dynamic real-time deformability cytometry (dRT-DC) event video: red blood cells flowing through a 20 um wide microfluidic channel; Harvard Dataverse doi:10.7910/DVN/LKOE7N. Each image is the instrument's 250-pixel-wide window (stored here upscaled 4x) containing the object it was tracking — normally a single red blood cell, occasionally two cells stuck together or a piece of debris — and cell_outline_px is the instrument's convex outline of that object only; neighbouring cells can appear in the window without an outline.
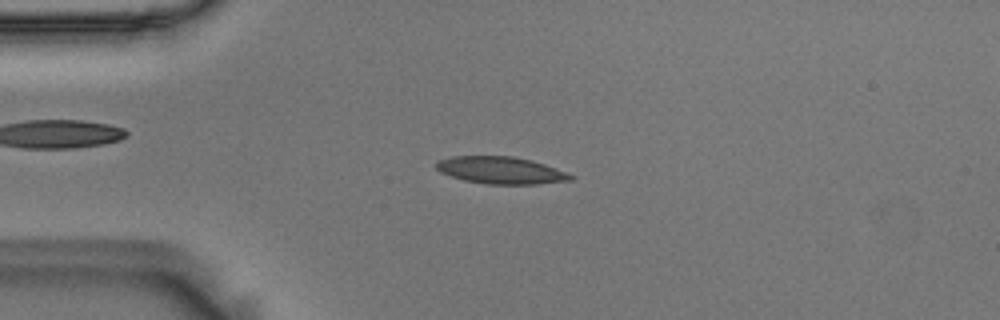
{"species": "Egyptian fruit bat (a non-hibernating species)", "species_latin": "Rousettus aegyptiacus", "temperature_condition": "room temperature", "stored_images_in_passage": 54, "camera_frame_rate_fps": 3000, "um_per_image_px": 0.085, "animal": {"sex": "male"}, "frame": {"image": 1, "passage_image": 12, "time_ms": 3.667, "image_size_px": [1000, 320], "cell_outline_px": [[576, 176], [572, 180], [536, 184], [488, 184], [464, 180], [440, 172], [436, 168], [436, 164], [440, 160], [452, 156], [512, 156], [532, 160], [544, 164]], "centroid_in_image_um": [42.59, 14.47], "position_along_channel_um": 42.4, "area_um2": 21.1}}
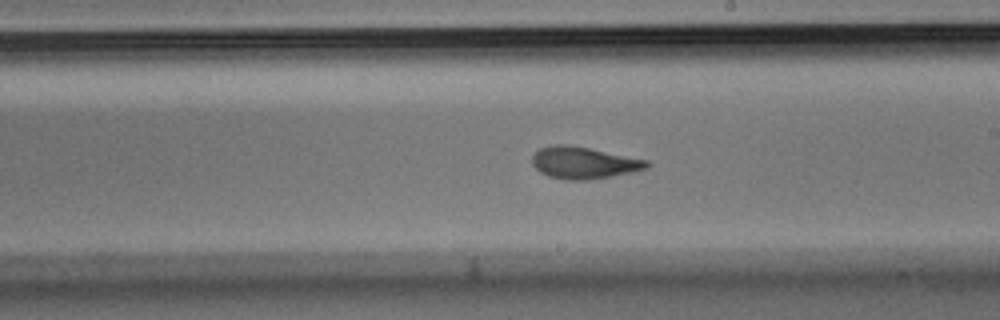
{"frame": {"image": 2, "passage_image": 30, "time_ms": 9.667, "image_size_px": [1000, 320], "cell_outline_px": [[652, 164], [648, 168], [632, 172], [612, 176], [588, 180], [564, 180], [548, 176], [540, 172], [532, 164], [532, 156], [540, 148], [556, 144], [568, 144], [648, 160]], "centroid_in_image_um": [49.62, 13.84], "position_along_channel_um": 239.4, "area_um2": 21.33}}
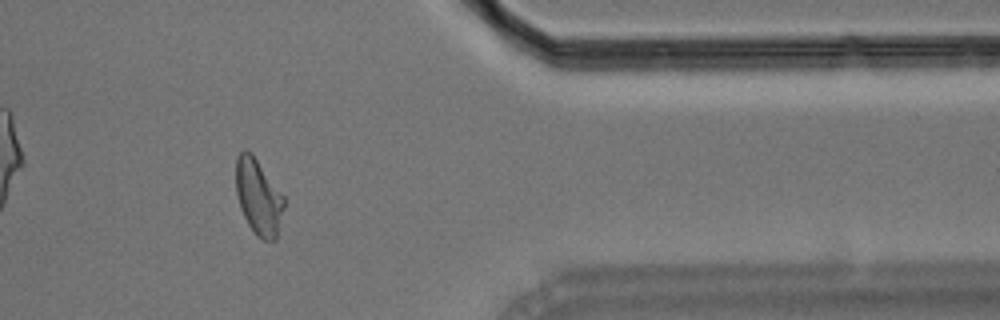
{"frame": {"image": 3, "passage_image": 44, "time_ms": 14.333, "image_size_px": [1000, 320], "cell_outline_px": [[284, 208], [276, 240], [264, 240], [256, 236], [248, 224], [240, 208], [236, 192], [236, 156], [244, 148], [252, 152], [284, 196]], "centroid_in_image_um": [21.96, 16.72], "position_along_channel_um": 389.4, "area_um2": 21.39}, "authors_computed_cell_mechanics": {"area_um2": 21.0392, "velocity_mm_per_s": 3.6335, "shape_relaxation_time_tau1_ms": 6.4994, "shape_relaxation_time_tau2_ms": 0.8884, "deformation_change_tau1": 0.1773, "deformation_change_tau2": 0.0734}}